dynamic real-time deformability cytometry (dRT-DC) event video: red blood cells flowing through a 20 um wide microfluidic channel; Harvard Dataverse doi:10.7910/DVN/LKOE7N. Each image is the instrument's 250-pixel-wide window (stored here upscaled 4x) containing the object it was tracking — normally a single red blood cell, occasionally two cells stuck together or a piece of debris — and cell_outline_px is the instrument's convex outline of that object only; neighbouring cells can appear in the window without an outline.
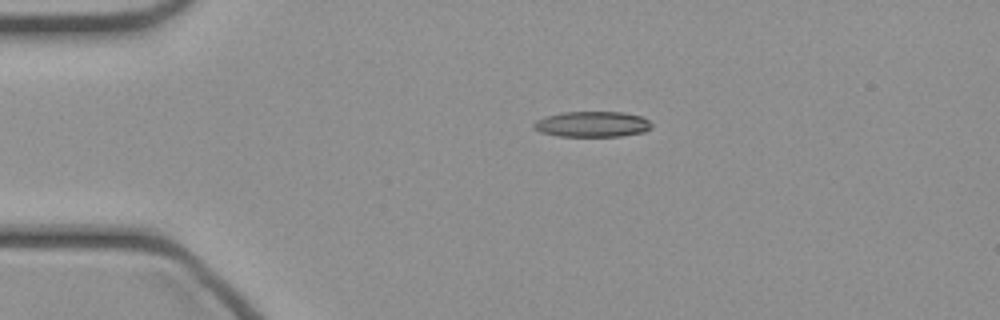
{"species": "common noctule bat (a hibernating species)", "species_latin": "Nyctalus noctula", "temperature_condition": "cold", "stored_images_in_passage": 38, "camera_frame_rate_fps": 3000, "um_per_image_px": 0.085, "animal": {"sex": "female", "body_mass_g": 21.9}, "frame": {"image": 1, "passage_image": 1, "time_ms": 0.0, "image_size_px": [1000, 320], "cell_outline_px": [[652, 128], [644, 132], [620, 136], [560, 136], [540, 132], [532, 128], [532, 124], [536, 120], [548, 116], [564, 112], [624, 112], [640, 116], [648, 120], [652, 124]], "centroid_in_image_um": [50.34, 10.56], "position_along_channel_um": 34.7, "area_um2": 17.57}}
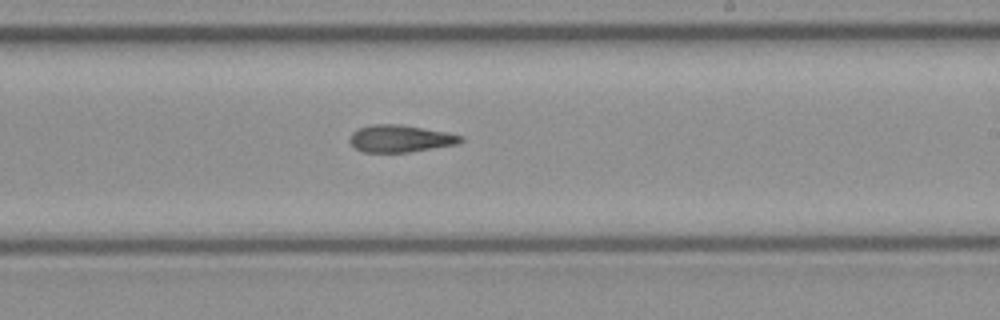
{"frame": {"image": 2, "passage_image": 19, "time_ms": 6.0, "image_size_px": [1000, 320], "cell_outline_px": [[464, 140], [460, 144], [408, 152], [364, 152], [356, 148], [348, 140], [352, 132], [360, 128], [372, 124], [400, 124], [448, 132], [464, 136]], "centroid_in_image_um": [34.07, 11.77], "position_along_channel_um": 254.9, "area_um2": 17.69}}
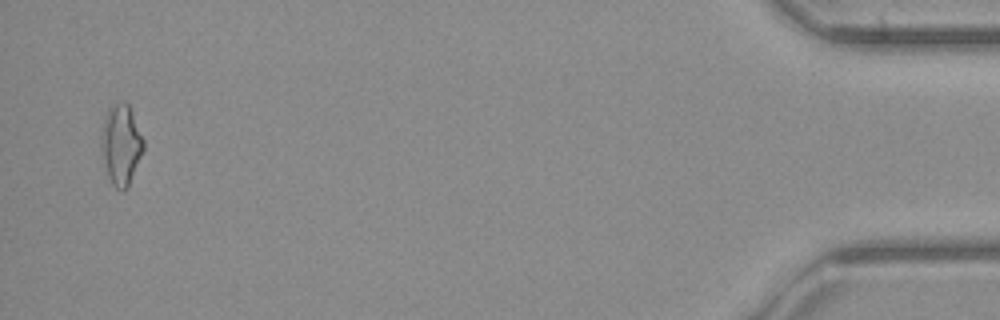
{"frame": {"image": 3, "passage_image": 37, "time_ms": 12.0, "image_size_px": [1000, 320], "cell_outline_px": [[144, 148], [128, 188], [124, 192], [116, 188], [112, 184], [108, 176], [100, 148], [100, 136], [104, 116], [108, 108], [124, 100], [128, 104], [132, 112], [144, 140]], "centroid_in_image_um": [10.27, 12.3], "position_along_channel_um": 424.9, "area_um2": 19.94}}